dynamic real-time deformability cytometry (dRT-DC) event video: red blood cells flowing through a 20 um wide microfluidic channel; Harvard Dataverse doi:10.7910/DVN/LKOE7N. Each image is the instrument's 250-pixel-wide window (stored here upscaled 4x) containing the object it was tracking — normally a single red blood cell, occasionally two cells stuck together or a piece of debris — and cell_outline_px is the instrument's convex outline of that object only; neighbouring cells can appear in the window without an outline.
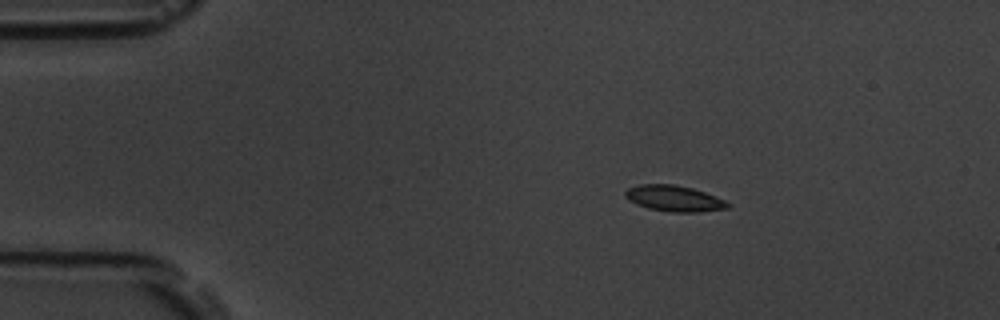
{"species": "common noctule bat (a hibernating species)", "species_latin": "Nyctalus noctula", "temperature_condition": "room temperature", "stored_images_in_passage": 48, "camera_frame_rate_fps": 3000, "um_per_image_px": 0.085, "animal": {"sex": "male", "body_mass_g": 19.5, "forearm_length_mm": 54.6}, "frame": {"image": 1, "passage_image": 1, "time_ms": 0.0, "image_size_px": [1000, 320], "cell_outline_px": [[732, 204], [728, 208], [700, 212], [672, 212], [648, 208], [636, 204], [628, 200], [624, 196], [624, 192], [628, 188], [640, 184], [672, 184], [692, 188], [704, 192], [724, 200]], "centroid_in_image_um": [57.28, 16.87], "position_along_channel_um": 27.7, "area_um2": 15.49}}
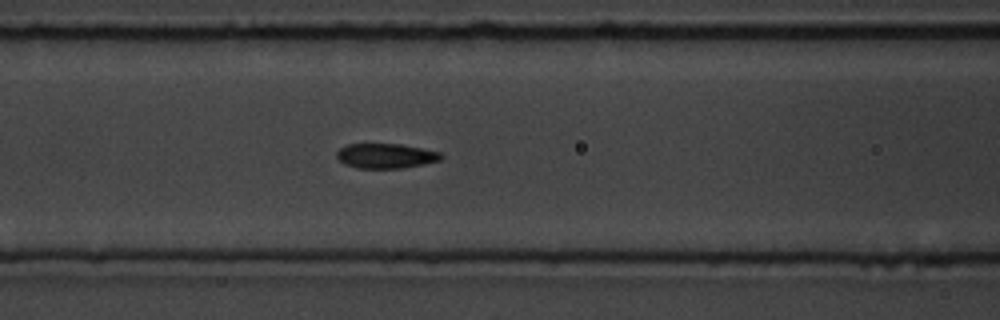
{"frame": {"image": 2, "passage_image": 15, "time_ms": 4.667, "image_size_px": [1000, 320], "cell_outline_px": [[444, 156], [440, 160], [424, 164], [404, 168], [356, 168], [344, 164], [336, 156], [336, 152], [340, 148], [348, 144], [400, 144], [440, 152]], "centroid_in_image_um": [32.78, 13.25], "position_along_channel_um": 133.8, "area_um2": 15.09}}
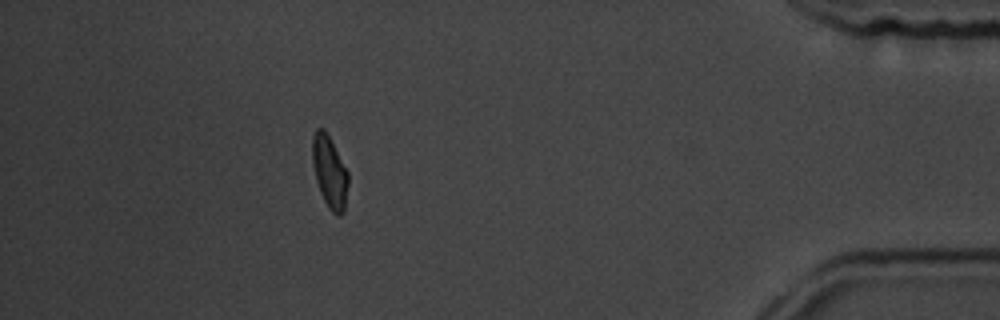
{"frame": {"image": 3, "passage_image": 42, "time_ms": 13.667, "image_size_px": [1000, 320], "cell_outline_px": [[348, 184], [344, 212], [340, 216], [336, 216], [328, 208], [320, 192], [316, 180], [312, 164], [312, 136], [316, 128], [324, 128], [348, 172]], "centroid_in_image_um": [28.0, 14.63], "position_along_channel_um": 407.2, "area_um2": 15.09}, "authors_computed_cell_mechanics": {"area_um2": 15.2881, "velocity_mm_per_s": 3.6168, "shape_relaxation_time_tau1_ms": 4.6018, "shape_relaxation_time_tau2_ms": 1.2923, "deformation_change_tau1": 0.1324, "deformation_change_tau2": 0.0591}}